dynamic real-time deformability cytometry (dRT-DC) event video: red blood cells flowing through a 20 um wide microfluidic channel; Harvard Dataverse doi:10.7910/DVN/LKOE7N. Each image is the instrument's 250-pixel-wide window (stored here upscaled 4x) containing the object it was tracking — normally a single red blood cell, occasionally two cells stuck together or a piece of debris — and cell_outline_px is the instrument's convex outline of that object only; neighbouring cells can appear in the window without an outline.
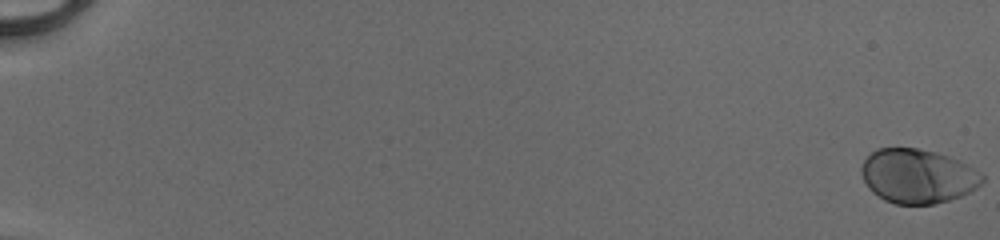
{"species": "human", "species_latin": "Homo sapiens", "temperature_condition": "cold", "stored_images_in_passage": 53, "camera_frame_rate_fps": 3000, "um_per_image_px": 0.085, "donor": {"sex": "male"}, "frame": {"image": 1, "passage_image": 1, "time_ms": 0.0, "image_size_px": [1000, 240], "cell_outline_px": [[984, 180], [976, 188], [960, 196], [948, 200], [932, 204], [896, 204], [884, 200], [872, 192], [868, 188], [860, 172], [860, 168], [864, 160], [876, 148], [916, 148], [936, 152], [960, 160], [980, 172], [984, 176]], "centroid_in_image_um": [77.99, 14.96], "position_along_channel_um": 7.0, "area_um2": 38.21}}
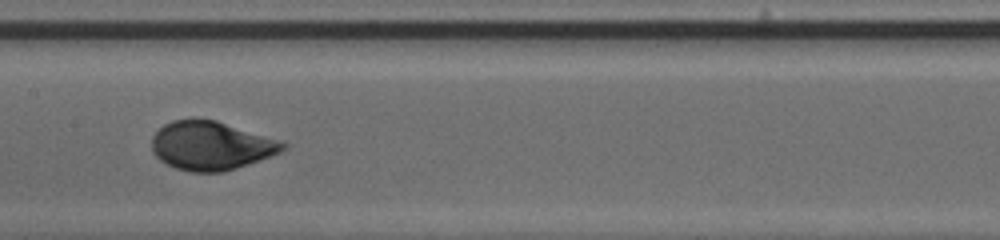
{"frame": {"image": 2, "passage_image": 30, "time_ms": 9.667, "image_size_px": [1000, 240], "cell_outline_px": [[288, 148], [280, 152], [248, 164], [224, 172], [192, 172], [176, 168], [160, 160], [152, 152], [152, 136], [164, 124], [172, 120], [192, 116], [196, 116], [216, 120], [280, 140], [288, 144]], "centroid_in_image_um": [17.92, 12.35], "position_along_channel_um": 189.5, "area_um2": 37.63}}
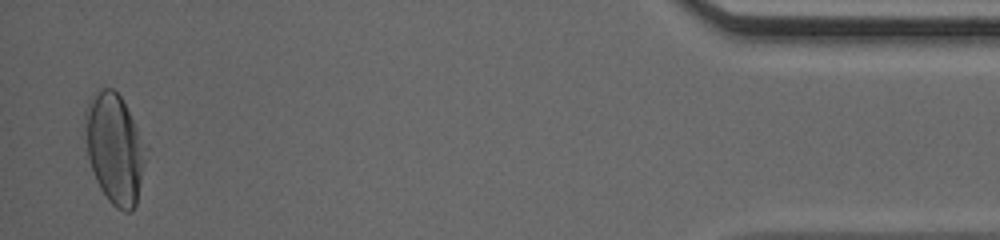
{"frame": {"image": 3, "passage_image": 52, "time_ms": 17.0, "image_size_px": [1000, 240], "cell_outline_px": [[148, 148], [136, 204], [132, 212], [124, 212], [116, 208], [108, 200], [100, 188], [96, 180], [80, 136], [84, 108], [88, 100], [100, 88], [112, 88], [120, 96]], "centroid_in_image_um": [9.67, 12.6], "position_along_channel_um": 425.5, "area_um2": 39.94}, "authors_computed_cell_mechanics": {"area_um2": 37.2232, "velocity_mm_per_s": 4.1422, "shape_relaxation_time_tau1_ms": 3.1365, "shape_relaxation_time_tau2_ms": null, "deformation_change_tau1": 0.1434, "deformation_change_tau2": null}}